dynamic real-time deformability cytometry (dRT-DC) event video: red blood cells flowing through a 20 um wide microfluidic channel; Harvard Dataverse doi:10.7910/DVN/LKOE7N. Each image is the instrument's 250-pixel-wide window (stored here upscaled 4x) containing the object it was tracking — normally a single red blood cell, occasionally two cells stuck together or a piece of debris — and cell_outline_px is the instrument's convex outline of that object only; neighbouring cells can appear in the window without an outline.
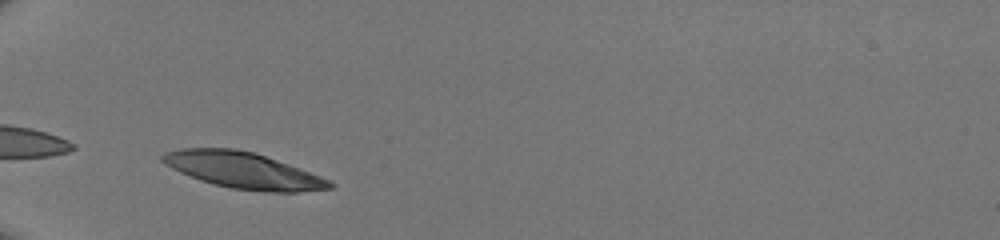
{"species": "human", "species_latin": "Homo sapiens", "temperature_condition": "room temperature", "stored_images_in_passage": 26, "camera_frame_rate_fps": 3000, "um_per_image_px": 0.085, "donor": {"sex": "male"}, "frame": {"image": 1, "passage_image": 1, "time_ms": 0.0, "image_size_px": [1000, 240], "cell_outline_px": [[336, 184], [332, 188], [296, 192], [264, 192], [232, 188], [200, 180], [180, 172], [164, 164], [160, 160], [160, 156], [164, 152], [180, 148], [232, 148], [252, 152], [288, 164], [332, 180]], "centroid_in_image_um": [20.66, 14.48], "position_along_channel_um": 64.3, "area_um2": 35.08}}
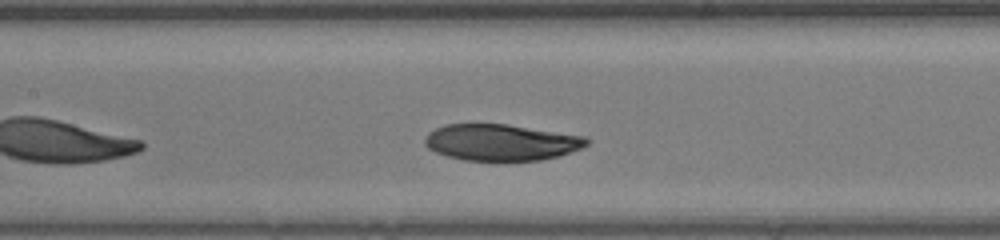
{"frame": {"image": 2, "passage_image": 9, "time_ms": 2.667, "image_size_px": [1000, 240], "cell_outline_px": [[588, 144], [584, 148], [556, 156], [540, 160], [464, 160], [448, 156], [436, 152], [428, 148], [424, 144], [424, 140], [428, 132], [444, 124], [508, 124], [584, 136], [588, 140]], "centroid_in_image_um": [42.58, 12.09], "position_along_channel_um": 164.8, "area_um2": 34.16}}
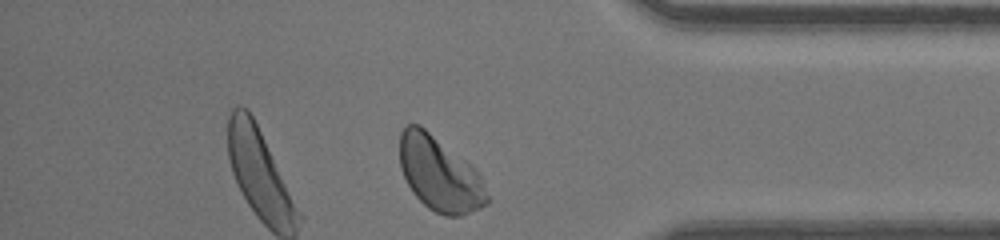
{"frame": {"image": 3, "passage_image": 26, "time_ms": 8.333, "image_size_px": [1000, 240], "cell_outline_px": [[492, 200], [488, 204], [480, 208], [460, 216], [444, 216], [428, 208], [412, 192], [400, 168], [400, 132], [408, 124], [420, 124], [472, 164], [480, 172]], "centroid_in_image_um": [37.42, 14.79], "position_along_channel_um": 397.8, "area_um2": 38.49}}